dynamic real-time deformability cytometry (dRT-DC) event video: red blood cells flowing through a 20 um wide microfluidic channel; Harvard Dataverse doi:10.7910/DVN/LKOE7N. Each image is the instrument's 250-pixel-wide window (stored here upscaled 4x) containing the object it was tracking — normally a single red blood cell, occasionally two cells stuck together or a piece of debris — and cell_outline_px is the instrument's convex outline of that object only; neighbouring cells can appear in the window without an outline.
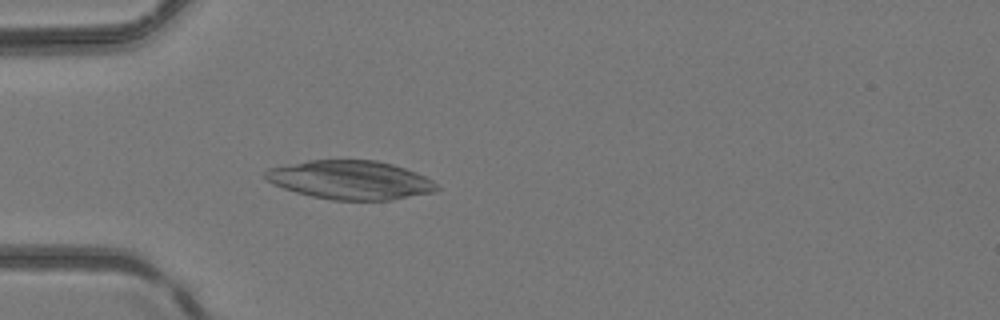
{"species": "common noctule bat (a hibernating species)", "species_latin": "Nyctalus noctula", "temperature_condition": "room temperature", "stored_images_in_passage": 29, "camera_frame_rate_fps": 3000, "um_per_image_px": 0.085, "animal": {"sex": "female", "body_mass_g": 24.6, "forearm_length_mm": 56.2}, "frame": {"image": 1, "passage_image": 5, "time_ms": 1.333, "image_size_px": [1000, 320], "cell_outline_px": [[440, 188], [436, 192], [392, 200], [332, 200], [312, 196], [296, 192], [272, 184], [264, 176], [264, 172], [268, 168], [308, 160], [376, 160], [392, 164], [416, 172], [432, 180]], "centroid_in_image_um": [29.8, 15.3], "position_along_channel_um": 55.2, "area_um2": 38.78}}
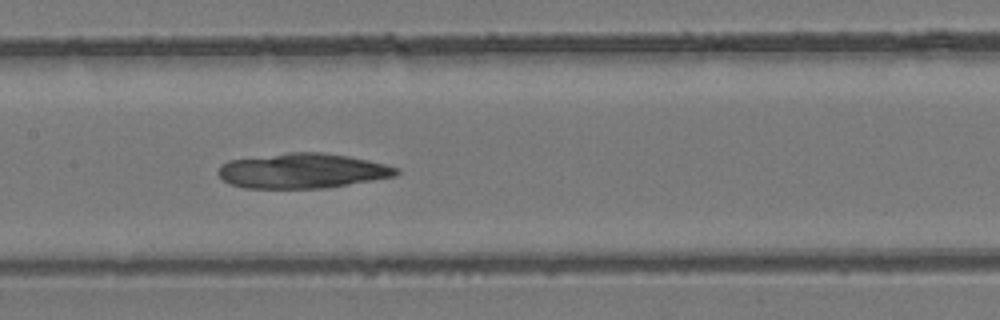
{"frame": {"image": 2, "passage_image": 14, "time_ms": 4.333, "image_size_px": [1000, 320], "cell_outline_px": [[400, 172], [396, 176], [324, 188], [244, 188], [232, 184], [224, 180], [216, 172], [220, 164], [228, 160], [288, 152], [320, 152], [348, 156], [368, 160], [400, 168]], "centroid_in_image_um": [25.68, 14.51], "position_along_channel_um": 181.7, "area_um2": 36.3}}
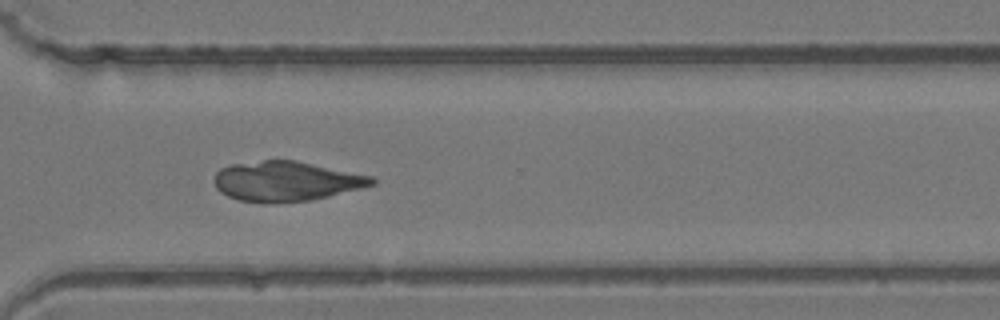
{"frame": {"image": 3, "passage_image": 25, "time_ms": 8.0, "image_size_px": [1000, 320], "cell_outline_px": [[376, 184], [312, 200], [272, 204], [264, 204], [240, 200], [228, 196], [220, 192], [216, 188], [212, 180], [216, 172], [220, 168], [232, 164], [264, 160], [296, 160], [372, 176], [376, 180]], "centroid_in_image_um": [24.28, 15.41], "position_along_channel_um": 346.3, "area_um2": 36.93}}